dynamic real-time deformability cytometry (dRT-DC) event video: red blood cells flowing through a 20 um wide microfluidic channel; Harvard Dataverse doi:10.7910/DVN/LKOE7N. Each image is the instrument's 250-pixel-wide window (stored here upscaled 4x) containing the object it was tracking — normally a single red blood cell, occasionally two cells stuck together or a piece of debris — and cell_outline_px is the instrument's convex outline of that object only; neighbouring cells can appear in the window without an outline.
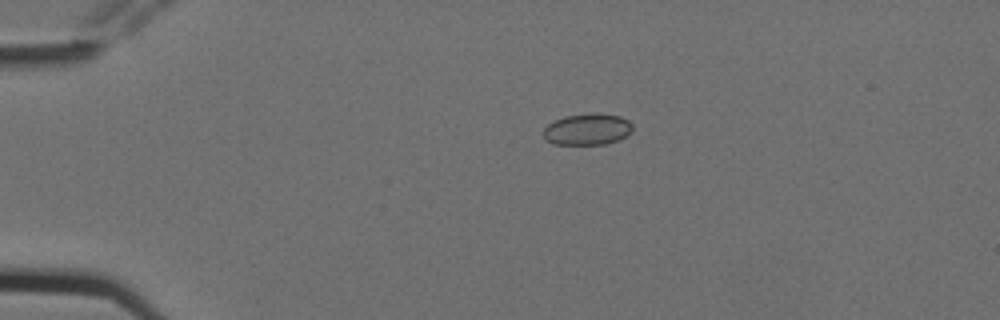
{"species": "Egyptian fruit bat (a non-hibernating species)", "species_latin": "Rousettus aegyptiacus", "temperature_condition": "cold", "stored_images_in_passage": 9, "camera_frame_rate_fps": 3000, "um_per_image_px": 0.085, "animal": {"sex": "female"}, "frame": {"image": 1, "passage_image": 3, "time_ms": 0.667, "image_size_px": [1000, 320], "cell_outline_px": [[632, 132], [620, 140], [604, 144], [552, 144], [544, 140], [544, 128], [548, 124], [564, 116], [596, 112], [620, 116], [628, 120], [632, 124]], "centroid_in_image_um": [49.94, 10.99], "position_along_channel_um": 35.1, "area_um2": 16.53}}
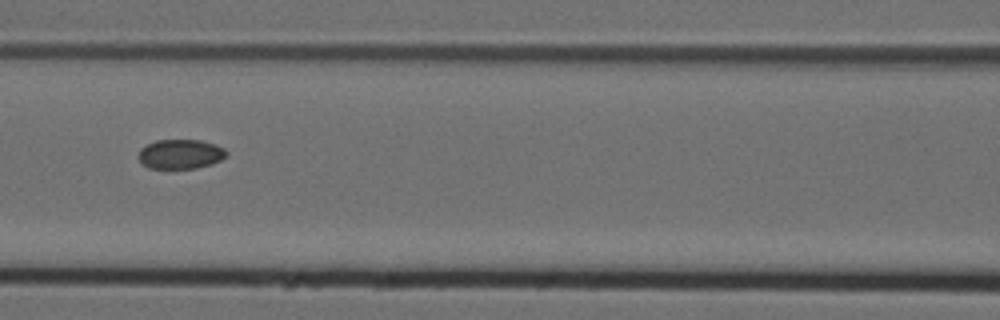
{"frame": {"image": 2, "passage_image": 7, "time_ms": 2.0, "image_size_px": [1000, 320], "cell_outline_px": [[228, 152], [220, 160], [212, 164], [196, 168], [148, 168], [136, 156], [140, 148], [144, 144], [156, 140], [200, 140], [216, 144], [224, 148]], "centroid_in_image_um": [15.3, 13.08], "position_along_channel_um": 151.3, "area_um2": 15.26}}
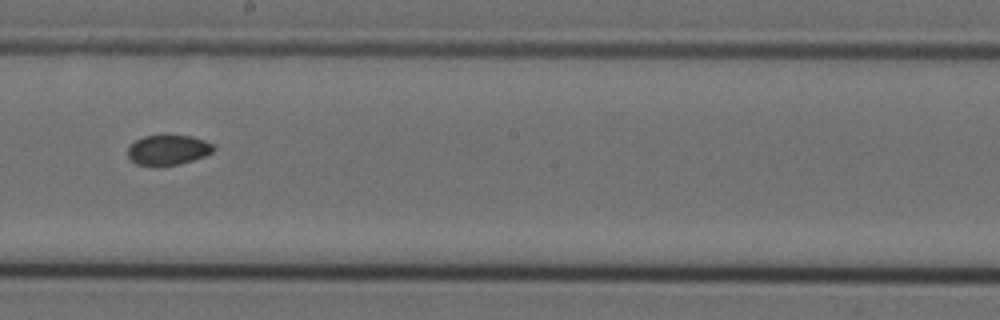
{"frame": {"image": 3, "passage_image": 9, "time_ms": 2.667, "image_size_px": [1000, 320], "cell_outline_px": [[216, 148], [212, 152], [204, 156], [192, 160], [176, 164], [156, 168], [136, 164], [128, 156], [128, 148], [136, 140], [144, 136], [164, 132], [168, 132], [192, 136], [204, 140], [212, 144]], "centroid_in_image_um": [14.27, 12.71], "position_along_channel_um": 233.9, "area_um2": 15.78}}